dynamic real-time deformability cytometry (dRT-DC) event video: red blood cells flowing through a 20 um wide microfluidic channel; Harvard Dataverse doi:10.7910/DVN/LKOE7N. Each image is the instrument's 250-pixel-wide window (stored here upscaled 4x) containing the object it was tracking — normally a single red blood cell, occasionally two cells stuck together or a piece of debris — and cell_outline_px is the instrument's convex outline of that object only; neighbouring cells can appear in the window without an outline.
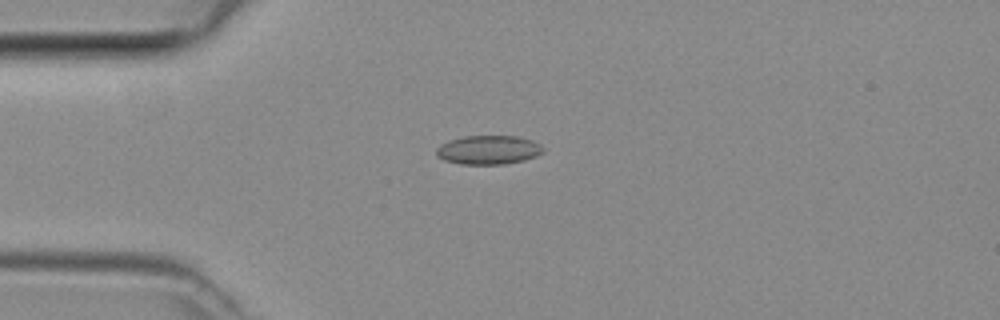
{"species": "common noctule bat (a hibernating species)", "species_latin": "Nyctalus noctula", "temperature_condition": "room temperature", "stored_images_in_passage": 31, "camera_frame_rate_fps": 3000, "um_per_image_px": 0.085, "animal": {"sex": "female", "body_mass_g": 29.2, "forearm_length_mm": 56.3}, "frame": {"image": 1, "passage_image": 1, "time_ms": 0.0, "image_size_px": [1000, 320], "cell_outline_px": [[544, 152], [536, 156], [524, 160], [504, 164], [460, 164], [444, 160], [436, 156], [436, 148], [440, 144], [448, 140], [464, 136], [520, 136], [532, 140], [540, 144], [544, 148]], "centroid_in_image_um": [41.51, 12.73], "position_along_channel_um": 43.5, "area_um2": 18.21}}
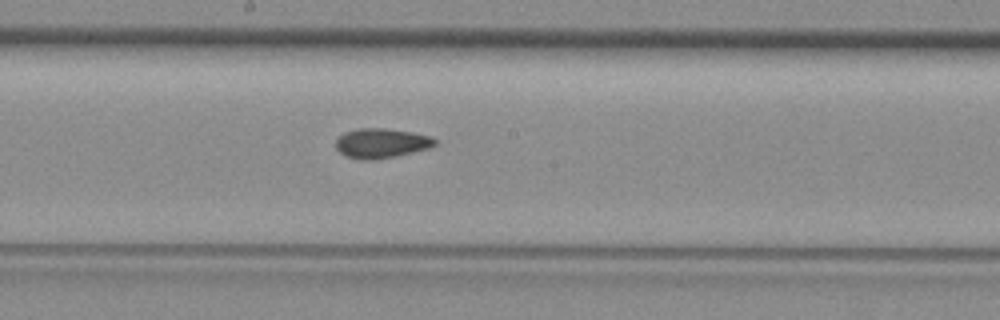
{"frame": {"image": 2, "passage_image": 14, "time_ms": 4.333, "image_size_px": [1000, 320], "cell_outline_px": [[436, 144], [432, 148], [396, 156], [372, 160], [360, 160], [344, 156], [336, 148], [336, 140], [344, 132], [356, 128], [384, 128], [412, 132], [432, 136], [436, 140]], "centroid_in_image_um": [32.42, 12.17], "position_along_channel_um": 215.8, "area_um2": 17.4}}
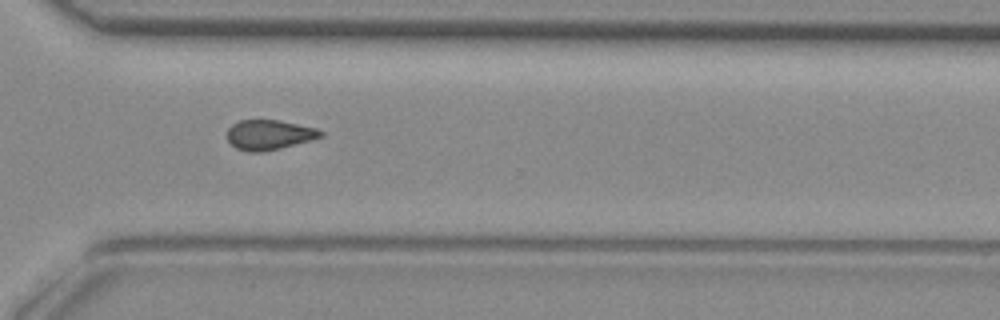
{"frame": {"image": 3, "passage_image": 23, "time_ms": 7.333, "image_size_px": [1000, 320], "cell_outline_px": [[324, 136], [280, 148], [264, 152], [248, 152], [236, 148], [228, 140], [228, 128], [232, 124], [240, 120], [280, 120], [316, 128], [324, 132]], "centroid_in_image_um": [22.88, 11.45], "position_along_channel_um": 347.7, "area_um2": 16.24}}